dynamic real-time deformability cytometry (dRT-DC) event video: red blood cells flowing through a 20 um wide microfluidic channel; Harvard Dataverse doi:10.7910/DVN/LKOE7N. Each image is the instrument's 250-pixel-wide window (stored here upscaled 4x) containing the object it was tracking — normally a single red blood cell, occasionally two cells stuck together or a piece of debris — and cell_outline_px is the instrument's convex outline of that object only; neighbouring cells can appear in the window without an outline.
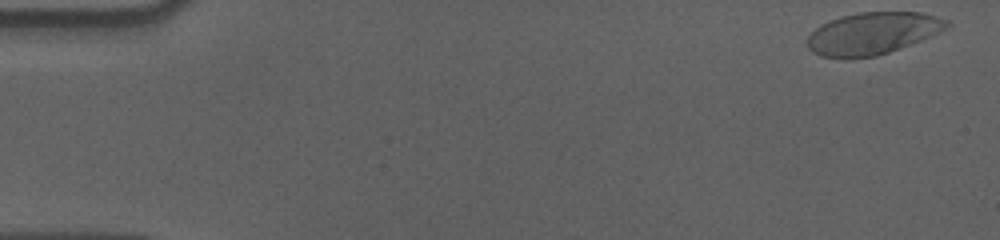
{"species": "human", "species_latin": "Homo sapiens", "temperature_condition": "cold", "stored_images_in_passage": 56, "camera_frame_rate_fps": 3000, "um_per_image_px": 0.085, "donor": {"sex": "male"}, "frame": {"image": 1, "passage_image": 1, "time_ms": 0.0, "image_size_px": [1000, 240], "cell_outline_px": [[952, 24], [948, 28], [940, 32], [920, 40], [888, 52], [876, 56], [820, 56], [812, 52], [808, 48], [808, 36], [820, 24], [840, 16], [856, 12], [920, 12], [948, 20]], "centroid_in_image_um": [74.19, 2.8], "position_along_channel_um": 10.8, "area_um2": 33.7}}
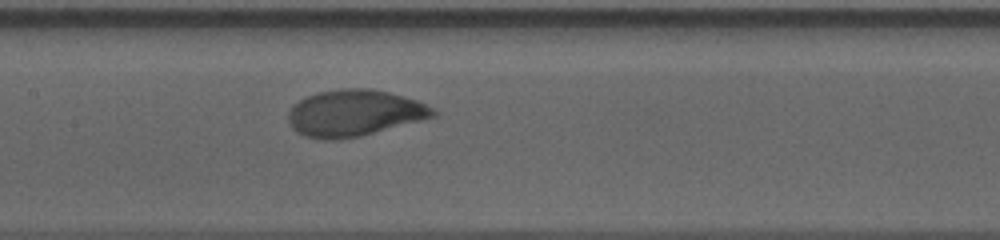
{"frame": {"image": 2, "passage_image": 27, "time_ms": 8.667, "image_size_px": [1000, 240], "cell_outline_px": [[436, 116], [360, 136], [340, 140], [320, 140], [304, 136], [296, 132], [292, 128], [288, 120], [288, 112], [300, 100], [308, 96], [320, 92], [340, 88], [372, 88], [388, 92], [416, 100], [432, 108], [436, 112]], "centroid_in_image_um": [30.08, 9.62], "position_along_channel_um": 177.3, "area_um2": 39.02}}
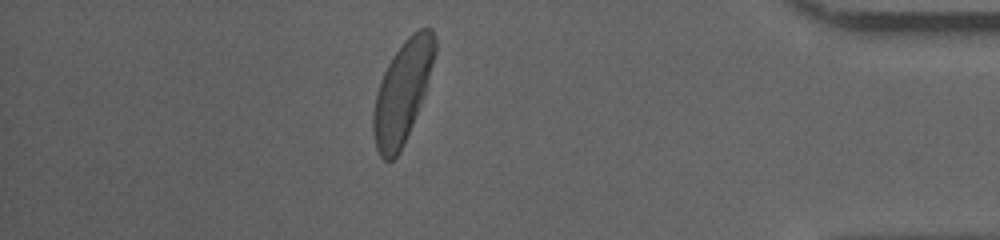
{"frame": {"image": 3, "passage_image": 49, "time_ms": 16.0, "image_size_px": [1000, 240], "cell_outline_px": [[436, 52], [428, 80], [424, 92], [412, 124], [404, 144], [400, 152], [392, 160], [384, 160], [380, 156], [376, 148], [372, 132], [372, 112], [376, 92], [380, 80], [392, 56], [404, 40], [412, 32], [420, 28], [432, 28], [436, 40]], "centroid_in_image_um": [34.18, 7.8], "position_along_channel_um": 401.0, "area_um2": 36.24}, "authors_computed_cell_mechanics": {"area_um2": 37.6278, "velocity_mm_per_s": 3.5587, "shape_relaxation_time_tau1_ms": 2.6097, "shape_relaxation_time_tau2_ms": null, "deformation_change_tau1": 0.1666, "deformation_change_tau2": null}}